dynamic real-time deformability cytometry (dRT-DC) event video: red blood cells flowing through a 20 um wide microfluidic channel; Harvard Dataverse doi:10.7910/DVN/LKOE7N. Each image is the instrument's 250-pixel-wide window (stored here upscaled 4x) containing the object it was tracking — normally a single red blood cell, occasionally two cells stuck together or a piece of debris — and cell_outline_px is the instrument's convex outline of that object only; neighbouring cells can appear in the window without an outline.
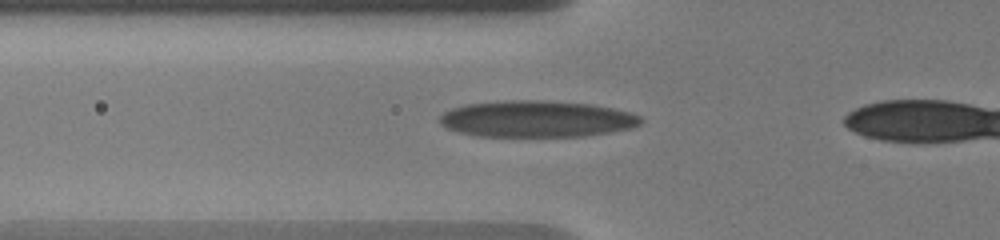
{"species": "human", "species_latin": "Homo sapiens", "temperature_condition": "warm", "stored_images_in_passage": 11, "segment_of_instrument_passage": [1, 2], "camera_frame_rate_fps": 3000, "um_per_image_px": 0.085, "donor": {"sex": "male"}, "frame": {"image": 1, "passage_image": 6, "time_ms": 3.667, "image_size_px": [1000, 240], "cell_outline_px": [[644, 120], [640, 124], [628, 128], [608, 132], [580, 136], [476, 136], [456, 132], [444, 128], [440, 124], [440, 116], [444, 112], [452, 108], [464, 104], [504, 100], [544, 100], [592, 104], [632, 112], [640, 116]], "centroid_in_image_um": [45.57, 10.1], "position_along_channel_um": 80.2, "area_um2": 43.0}}
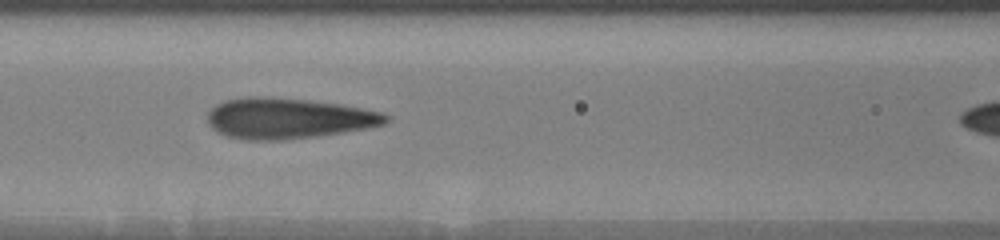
{"frame": {"image": 2, "passage_image": 8, "time_ms": 5.333, "image_size_px": [1000, 240], "cell_outline_px": [[388, 120], [384, 124], [368, 128], [316, 136], [284, 140], [248, 140], [228, 136], [212, 128], [208, 124], [208, 112], [216, 104], [224, 100], [248, 96], [264, 96], [308, 100], [340, 104], [380, 112], [388, 116]], "centroid_in_image_um": [24.46, 10.05], "position_along_channel_um": 142.1, "area_um2": 42.08}}
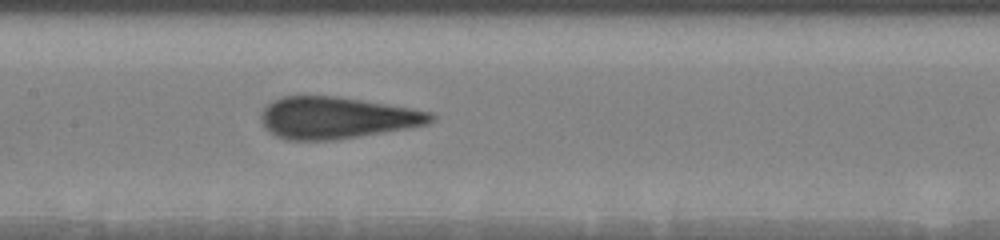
{"frame": {"image": 3, "passage_image": 10, "time_ms": 6.333, "image_size_px": [1000, 240], "cell_outline_px": [[436, 120], [428, 124], [408, 128], [336, 140], [292, 140], [276, 136], [264, 128], [260, 120], [260, 112], [272, 100], [284, 96], [336, 96], [432, 112], [436, 116]], "centroid_in_image_um": [28.59, 10.02], "position_along_channel_um": 178.8, "area_um2": 41.27}}